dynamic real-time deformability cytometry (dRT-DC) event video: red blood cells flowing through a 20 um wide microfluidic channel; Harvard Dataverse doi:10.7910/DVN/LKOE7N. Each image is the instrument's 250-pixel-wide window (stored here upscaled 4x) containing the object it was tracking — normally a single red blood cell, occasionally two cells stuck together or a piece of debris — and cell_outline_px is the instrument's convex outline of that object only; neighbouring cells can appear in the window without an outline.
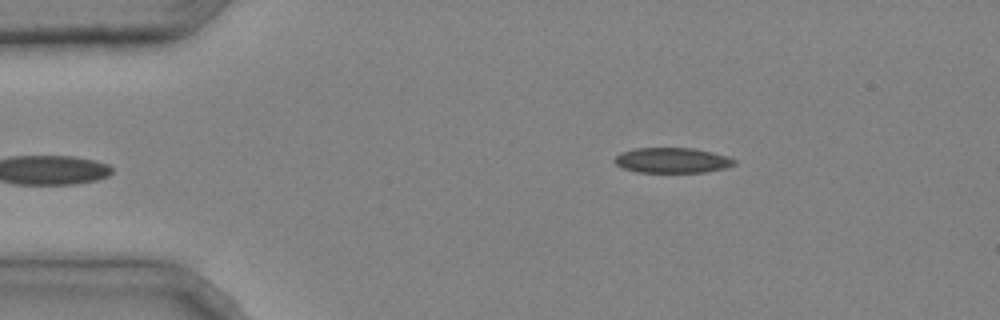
{"species": "common noctule bat (a hibernating species)", "species_latin": "Nyctalus noctula", "temperature_condition": "cold", "stored_images_in_passage": 4, "camera_frame_rate_fps": 3000, "um_per_image_px": 0.085, "animal": {"sex": "male", "body_mass_g": 20.4}, "frame": {"image": 1, "passage_image": 4, "time_ms": 1.0, "image_size_px": [1000, 320], "cell_outline_px": [[736, 164], [724, 168], [704, 172], [636, 172], [624, 168], [616, 164], [612, 160], [620, 152], [632, 148], [692, 148], [712, 152], [728, 156], [736, 160]], "centroid_in_image_um": [57.11, 13.62], "position_along_channel_um": 27.9, "area_um2": 17.69}}